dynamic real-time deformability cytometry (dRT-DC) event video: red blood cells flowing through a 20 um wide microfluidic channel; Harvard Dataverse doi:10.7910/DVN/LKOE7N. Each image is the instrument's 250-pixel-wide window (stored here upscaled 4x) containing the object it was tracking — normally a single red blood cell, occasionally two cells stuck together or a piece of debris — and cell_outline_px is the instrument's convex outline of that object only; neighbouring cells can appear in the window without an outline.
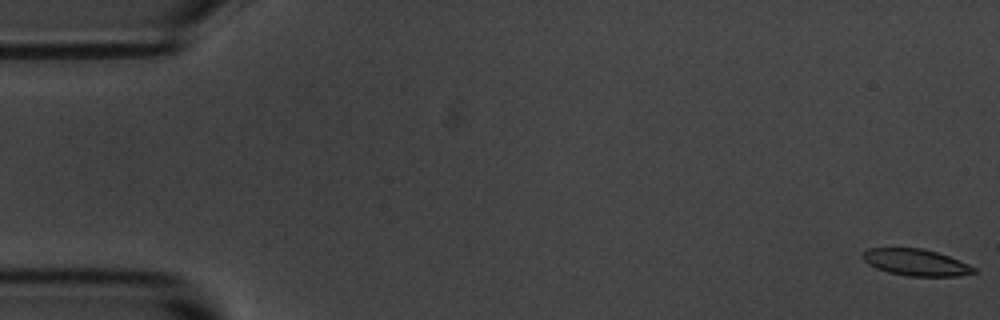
{"species": "common noctule bat (a hibernating species)", "species_latin": "Nyctalus noctula", "temperature_condition": "room temperature", "stored_images_in_passage": 6, "camera_frame_rate_fps": 3000, "um_per_image_px": 0.085, "animal": {"sex": "male", "body_mass_g": 20.1, "forearm_length_mm": 53.5}, "frame": {"image": 1, "passage_image": 1, "time_ms": 0.0, "image_size_px": [1000, 320], "cell_outline_px": [[976, 272], [956, 276], [908, 276], [888, 272], [876, 268], [868, 264], [860, 256], [868, 248], [920, 248], [936, 252], [948, 256], [968, 264], [976, 268]], "centroid_in_image_um": [77.82, 22.3], "position_along_channel_um": 7.2, "area_um2": 17.11}}
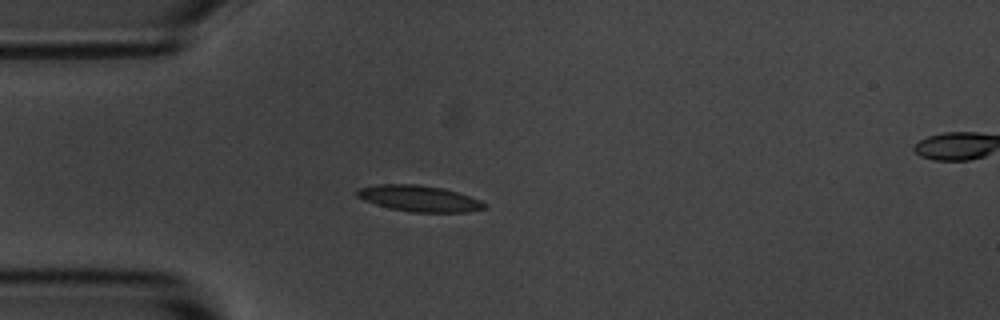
{"frame": {"image": 2, "passage_image": 5, "time_ms": 4.667, "image_size_px": [1000, 320], "cell_outline_px": [[488, 208], [468, 212], [412, 212], [388, 208], [364, 200], [356, 196], [356, 188], [380, 184], [416, 184], [444, 188], [480, 200], [488, 204]], "centroid_in_image_um": [35.63, 16.87], "position_along_channel_um": 49.4, "area_um2": 19.48}}